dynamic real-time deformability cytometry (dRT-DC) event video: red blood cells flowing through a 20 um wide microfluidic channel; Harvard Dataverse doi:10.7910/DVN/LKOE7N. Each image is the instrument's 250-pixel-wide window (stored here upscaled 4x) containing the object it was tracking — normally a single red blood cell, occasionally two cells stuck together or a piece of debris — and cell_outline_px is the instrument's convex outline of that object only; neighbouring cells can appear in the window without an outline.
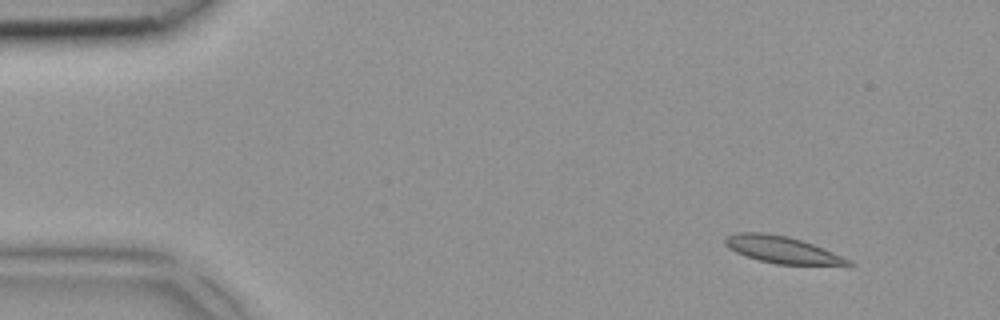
{"species": "common noctule bat (a hibernating species)", "species_latin": "Nyctalus noctula", "temperature_condition": "room temperature", "stored_images_in_passage": 4, "camera_frame_rate_fps": 3000, "um_per_image_px": 0.085, "animal": {"sex": "female", "body_mass_g": 18.4}, "frame": {"image": 1, "passage_image": 1, "time_ms": 0.0, "image_size_px": [1000, 320], "cell_outline_px": [[856, 264], [776, 264], [760, 260], [736, 252], [728, 248], [724, 244], [724, 236], [736, 232], [764, 232], [788, 236], [812, 244], [852, 260]], "centroid_in_image_um": [66.39, 21.2], "position_along_channel_um": 18.6, "area_um2": 19.02}}